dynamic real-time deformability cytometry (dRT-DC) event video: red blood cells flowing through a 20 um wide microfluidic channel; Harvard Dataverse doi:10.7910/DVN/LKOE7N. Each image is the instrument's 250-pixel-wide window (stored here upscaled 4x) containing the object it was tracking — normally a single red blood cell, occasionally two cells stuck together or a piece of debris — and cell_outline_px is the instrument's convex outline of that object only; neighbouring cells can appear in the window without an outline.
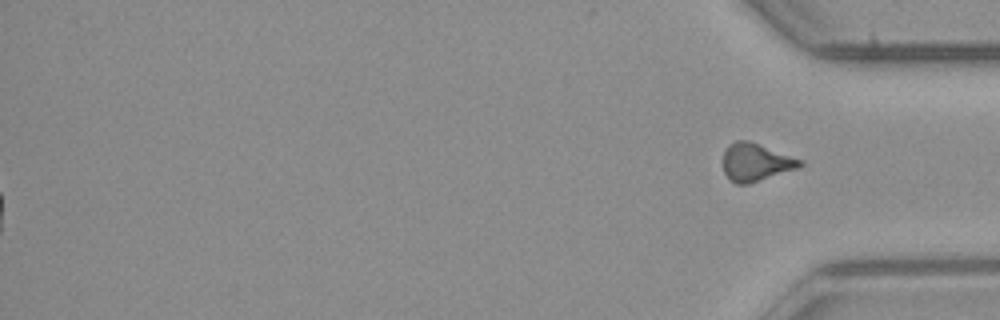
{"species": "common noctule bat (a hibernating species)", "species_latin": "Nyctalus noctula", "temperature_condition": "room temperature", "stored_images_in_passage": 55, "segment_of_instrument_passage": [2, 2], "camera_frame_rate_fps": 3000, "um_per_image_px": 0.085, "animal": {"sex": "male", "body_mass_g": 23.1, "forearm_length_mm": 52.7}, "frame": {"image": 1, "passage_image": 55, "time_ms": 18.0, "image_size_px": [1000, 320], "cell_outline_px": [[804, 164], [796, 168], [748, 184], [736, 184], [724, 172], [724, 152], [728, 144], [736, 140], [748, 140], [804, 160]], "centroid_in_image_um": [64.24, 13.77], "position_along_channel_um": 371.0, "area_um2": 16.7}}